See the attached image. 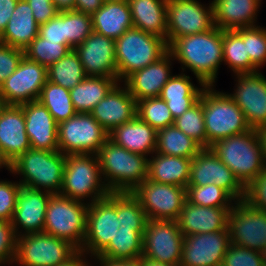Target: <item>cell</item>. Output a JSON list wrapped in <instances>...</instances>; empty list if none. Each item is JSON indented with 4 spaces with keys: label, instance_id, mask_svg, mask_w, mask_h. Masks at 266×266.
<instances>
[{
    "label": "cell",
    "instance_id": "1",
    "mask_svg": "<svg viewBox=\"0 0 266 266\" xmlns=\"http://www.w3.org/2000/svg\"><path fill=\"white\" fill-rule=\"evenodd\" d=\"M168 51L180 63L181 72L189 69L199 85L215 86L223 63V30L214 26L200 34L178 37Z\"/></svg>",
    "mask_w": 266,
    "mask_h": 266
},
{
    "label": "cell",
    "instance_id": "2",
    "mask_svg": "<svg viewBox=\"0 0 266 266\" xmlns=\"http://www.w3.org/2000/svg\"><path fill=\"white\" fill-rule=\"evenodd\" d=\"M147 221L146 212L132 192H115L114 239L98 255L140 258Z\"/></svg>",
    "mask_w": 266,
    "mask_h": 266
},
{
    "label": "cell",
    "instance_id": "3",
    "mask_svg": "<svg viewBox=\"0 0 266 266\" xmlns=\"http://www.w3.org/2000/svg\"><path fill=\"white\" fill-rule=\"evenodd\" d=\"M103 181L110 192H133L148 178V157L107 140L97 154Z\"/></svg>",
    "mask_w": 266,
    "mask_h": 266
},
{
    "label": "cell",
    "instance_id": "4",
    "mask_svg": "<svg viewBox=\"0 0 266 266\" xmlns=\"http://www.w3.org/2000/svg\"><path fill=\"white\" fill-rule=\"evenodd\" d=\"M66 155L58 151L30 148L13 163L9 173L20 177L21 186L60 194Z\"/></svg>",
    "mask_w": 266,
    "mask_h": 266
},
{
    "label": "cell",
    "instance_id": "5",
    "mask_svg": "<svg viewBox=\"0 0 266 266\" xmlns=\"http://www.w3.org/2000/svg\"><path fill=\"white\" fill-rule=\"evenodd\" d=\"M210 149L245 187L265 170L256 129L221 139Z\"/></svg>",
    "mask_w": 266,
    "mask_h": 266
},
{
    "label": "cell",
    "instance_id": "6",
    "mask_svg": "<svg viewBox=\"0 0 266 266\" xmlns=\"http://www.w3.org/2000/svg\"><path fill=\"white\" fill-rule=\"evenodd\" d=\"M215 86H205L199 101L203 104L204 123L208 148L221 139L251 130L243 111Z\"/></svg>",
    "mask_w": 266,
    "mask_h": 266
},
{
    "label": "cell",
    "instance_id": "7",
    "mask_svg": "<svg viewBox=\"0 0 266 266\" xmlns=\"http://www.w3.org/2000/svg\"><path fill=\"white\" fill-rule=\"evenodd\" d=\"M109 193L96 154L66 155L60 195L90 204Z\"/></svg>",
    "mask_w": 266,
    "mask_h": 266
},
{
    "label": "cell",
    "instance_id": "8",
    "mask_svg": "<svg viewBox=\"0 0 266 266\" xmlns=\"http://www.w3.org/2000/svg\"><path fill=\"white\" fill-rule=\"evenodd\" d=\"M168 52L167 42L138 28H130L115 40L118 81L157 62Z\"/></svg>",
    "mask_w": 266,
    "mask_h": 266
},
{
    "label": "cell",
    "instance_id": "9",
    "mask_svg": "<svg viewBox=\"0 0 266 266\" xmlns=\"http://www.w3.org/2000/svg\"><path fill=\"white\" fill-rule=\"evenodd\" d=\"M88 203L52 194L49 198L43 232L67 240L78 250L86 234Z\"/></svg>",
    "mask_w": 266,
    "mask_h": 266
},
{
    "label": "cell",
    "instance_id": "10",
    "mask_svg": "<svg viewBox=\"0 0 266 266\" xmlns=\"http://www.w3.org/2000/svg\"><path fill=\"white\" fill-rule=\"evenodd\" d=\"M58 147L64 155L98 154L109 133L90 113H75L58 124Z\"/></svg>",
    "mask_w": 266,
    "mask_h": 266
},
{
    "label": "cell",
    "instance_id": "11",
    "mask_svg": "<svg viewBox=\"0 0 266 266\" xmlns=\"http://www.w3.org/2000/svg\"><path fill=\"white\" fill-rule=\"evenodd\" d=\"M78 249L55 236L31 233L17 237L14 264L20 266H58L72 257Z\"/></svg>",
    "mask_w": 266,
    "mask_h": 266
},
{
    "label": "cell",
    "instance_id": "12",
    "mask_svg": "<svg viewBox=\"0 0 266 266\" xmlns=\"http://www.w3.org/2000/svg\"><path fill=\"white\" fill-rule=\"evenodd\" d=\"M208 4L199 0H167L168 46L178 37L200 34L215 26L212 2Z\"/></svg>",
    "mask_w": 266,
    "mask_h": 266
},
{
    "label": "cell",
    "instance_id": "13",
    "mask_svg": "<svg viewBox=\"0 0 266 266\" xmlns=\"http://www.w3.org/2000/svg\"><path fill=\"white\" fill-rule=\"evenodd\" d=\"M184 236L177 221L148 219L143 234L142 258L179 266Z\"/></svg>",
    "mask_w": 266,
    "mask_h": 266
},
{
    "label": "cell",
    "instance_id": "14",
    "mask_svg": "<svg viewBox=\"0 0 266 266\" xmlns=\"http://www.w3.org/2000/svg\"><path fill=\"white\" fill-rule=\"evenodd\" d=\"M148 219L174 220L179 218L186 198V188L157 183L146 178L133 192Z\"/></svg>",
    "mask_w": 266,
    "mask_h": 266
},
{
    "label": "cell",
    "instance_id": "15",
    "mask_svg": "<svg viewBox=\"0 0 266 266\" xmlns=\"http://www.w3.org/2000/svg\"><path fill=\"white\" fill-rule=\"evenodd\" d=\"M228 229L232 244L261 252L266 246V211L246 200L236 201L228 215Z\"/></svg>",
    "mask_w": 266,
    "mask_h": 266
},
{
    "label": "cell",
    "instance_id": "16",
    "mask_svg": "<svg viewBox=\"0 0 266 266\" xmlns=\"http://www.w3.org/2000/svg\"><path fill=\"white\" fill-rule=\"evenodd\" d=\"M47 80V68L23 56L17 69L0 86V97L6 105L36 101Z\"/></svg>",
    "mask_w": 266,
    "mask_h": 266
},
{
    "label": "cell",
    "instance_id": "17",
    "mask_svg": "<svg viewBox=\"0 0 266 266\" xmlns=\"http://www.w3.org/2000/svg\"><path fill=\"white\" fill-rule=\"evenodd\" d=\"M212 183L227 191L236 201L245 199L246 187L210 148H202L192 158L187 186Z\"/></svg>",
    "mask_w": 266,
    "mask_h": 266
},
{
    "label": "cell",
    "instance_id": "18",
    "mask_svg": "<svg viewBox=\"0 0 266 266\" xmlns=\"http://www.w3.org/2000/svg\"><path fill=\"white\" fill-rule=\"evenodd\" d=\"M233 76L235 88L227 94L243 111L251 129L266 126V77L261 71Z\"/></svg>",
    "mask_w": 266,
    "mask_h": 266
},
{
    "label": "cell",
    "instance_id": "19",
    "mask_svg": "<svg viewBox=\"0 0 266 266\" xmlns=\"http://www.w3.org/2000/svg\"><path fill=\"white\" fill-rule=\"evenodd\" d=\"M115 192L88 206L86 234L80 249L92 257L97 256L114 239Z\"/></svg>",
    "mask_w": 266,
    "mask_h": 266
},
{
    "label": "cell",
    "instance_id": "20",
    "mask_svg": "<svg viewBox=\"0 0 266 266\" xmlns=\"http://www.w3.org/2000/svg\"><path fill=\"white\" fill-rule=\"evenodd\" d=\"M230 243L229 229L184 236L179 266H221Z\"/></svg>",
    "mask_w": 266,
    "mask_h": 266
},
{
    "label": "cell",
    "instance_id": "21",
    "mask_svg": "<svg viewBox=\"0 0 266 266\" xmlns=\"http://www.w3.org/2000/svg\"><path fill=\"white\" fill-rule=\"evenodd\" d=\"M74 50L87 76L113 77L118 80L113 39L93 31Z\"/></svg>",
    "mask_w": 266,
    "mask_h": 266
},
{
    "label": "cell",
    "instance_id": "22",
    "mask_svg": "<svg viewBox=\"0 0 266 266\" xmlns=\"http://www.w3.org/2000/svg\"><path fill=\"white\" fill-rule=\"evenodd\" d=\"M51 195L52 193L43 190L21 186L11 221L17 237L43 232L46 208Z\"/></svg>",
    "mask_w": 266,
    "mask_h": 266
},
{
    "label": "cell",
    "instance_id": "23",
    "mask_svg": "<svg viewBox=\"0 0 266 266\" xmlns=\"http://www.w3.org/2000/svg\"><path fill=\"white\" fill-rule=\"evenodd\" d=\"M122 83L118 82L90 112L108 133L137 115V102Z\"/></svg>",
    "mask_w": 266,
    "mask_h": 266
},
{
    "label": "cell",
    "instance_id": "24",
    "mask_svg": "<svg viewBox=\"0 0 266 266\" xmlns=\"http://www.w3.org/2000/svg\"><path fill=\"white\" fill-rule=\"evenodd\" d=\"M31 148L20 105H5L0 113V152L10 165Z\"/></svg>",
    "mask_w": 266,
    "mask_h": 266
},
{
    "label": "cell",
    "instance_id": "25",
    "mask_svg": "<svg viewBox=\"0 0 266 266\" xmlns=\"http://www.w3.org/2000/svg\"><path fill=\"white\" fill-rule=\"evenodd\" d=\"M25 116V128L33 149L58 151V123L38 100L20 105Z\"/></svg>",
    "mask_w": 266,
    "mask_h": 266
},
{
    "label": "cell",
    "instance_id": "26",
    "mask_svg": "<svg viewBox=\"0 0 266 266\" xmlns=\"http://www.w3.org/2000/svg\"><path fill=\"white\" fill-rule=\"evenodd\" d=\"M172 61L174 57L168 51L157 62L134 71L123 81L136 102L160 96L163 86L173 75Z\"/></svg>",
    "mask_w": 266,
    "mask_h": 266
},
{
    "label": "cell",
    "instance_id": "27",
    "mask_svg": "<svg viewBox=\"0 0 266 266\" xmlns=\"http://www.w3.org/2000/svg\"><path fill=\"white\" fill-rule=\"evenodd\" d=\"M231 208L204 207L186 200L177 219L179 229L183 236L226 230Z\"/></svg>",
    "mask_w": 266,
    "mask_h": 266
},
{
    "label": "cell",
    "instance_id": "28",
    "mask_svg": "<svg viewBox=\"0 0 266 266\" xmlns=\"http://www.w3.org/2000/svg\"><path fill=\"white\" fill-rule=\"evenodd\" d=\"M262 0H213V22L222 30L256 26Z\"/></svg>",
    "mask_w": 266,
    "mask_h": 266
},
{
    "label": "cell",
    "instance_id": "29",
    "mask_svg": "<svg viewBox=\"0 0 266 266\" xmlns=\"http://www.w3.org/2000/svg\"><path fill=\"white\" fill-rule=\"evenodd\" d=\"M108 139L130 152L149 158L156 149L157 131L136 115L130 122L114 128Z\"/></svg>",
    "mask_w": 266,
    "mask_h": 266
},
{
    "label": "cell",
    "instance_id": "30",
    "mask_svg": "<svg viewBox=\"0 0 266 266\" xmlns=\"http://www.w3.org/2000/svg\"><path fill=\"white\" fill-rule=\"evenodd\" d=\"M191 80L189 75L180 72V74L172 75L162 88L159 97L166 102L174 119L180 117L199 101L206 86L200 84V87H197Z\"/></svg>",
    "mask_w": 266,
    "mask_h": 266
},
{
    "label": "cell",
    "instance_id": "31",
    "mask_svg": "<svg viewBox=\"0 0 266 266\" xmlns=\"http://www.w3.org/2000/svg\"><path fill=\"white\" fill-rule=\"evenodd\" d=\"M39 25L26 0H18L6 29L0 35V43L25 50L38 36Z\"/></svg>",
    "mask_w": 266,
    "mask_h": 266
},
{
    "label": "cell",
    "instance_id": "32",
    "mask_svg": "<svg viewBox=\"0 0 266 266\" xmlns=\"http://www.w3.org/2000/svg\"><path fill=\"white\" fill-rule=\"evenodd\" d=\"M134 28L167 42V0H127Z\"/></svg>",
    "mask_w": 266,
    "mask_h": 266
},
{
    "label": "cell",
    "instance_id": "33",
    "mask_svg": "<svg viewBox=\"0 0 266 266\" xmlns=\"http://www.w3.org/2000/svg\"><path fill=\"white\" fill-rule=\"evenodd\" d=\"M91 17L93 31L114 41L134 27L127 1L104 2Z\"/></svg>",
    "mask_w": 266,
    "mask_h": 266
},
{
    "label": "cell",
    "instance_id": "34",
    "mask_svg": "<svg viewBox=\"0 0 266 266\" xmlns=\"http://www.w3.org/2000/svg\"><path fill=\"white\" fill-rule=\"evenodd\" d=\"M192 158L168 156L154 152L148 158V179L187 188Z\"/></svg>",
    "mask_w": 266,
    "mask_h": 266
},
{
    "label": "cell",
    "instance_id": "35",
    "mask_svg": "<svg viewBox=\"0 0 266 266\" xmlns=\"http://www.w3.org/2000/svg\"><path fill=\"white\" fill-rule=\"evenodd\" d=\"M118 82L113 77L87 76L69 90L76 113H90Z\"/></svg>",
    "mask_w": 266,
    "mask_h": 266
},
{
    "label": "cell",
    "instance_id": "36",
    "mask_svg": "<svg viewBox=\"0 0 266 266\" xmlns=\"http://www.w3.org/2000/svg\"><path fill=\"white\" fill-rule=\"evenodd\" d=\"M202 147L174 124L157 131L155 152L168 156L193 158Z\"/></svg>",
    "mask_w": 266,
    "mask_h": 266
},
{
    "label": "cell",
    "instance_id": "37",
    "mask_svg": "<svg viewBox=\"0 0 266 266\" xmlns=\"http://www.w3.org/2000/svg\"><path fill=\"white\" fill-rule=\"evenodd\" d=\"M223 63L228 65L234 75L260 71L251 62L246 43L236 30H223Z\"/></svg>",
    "mask_w": 266,
    "mask_h": 266
},
{
    "label": "cell",
    "instance_id": "38",
    "mask_svg": "<svg viewBox=\"0 0 266 266\" xmlns=\"http://www.w3.org/2000/svg\"><path fill=\"white\" fill-rule=\"evenodd\" d=\"M48 81L71 90L87 77L78 54L71 50L47 68Z\"/></svg>",
    "mask_w": 266,
    "mask_h": 266
},
{
    "label": "cell",
    "instance_id": "39",
    "mask_svg": "<svg viewBox=\"0 0 266 266\" xmlns=\"http://www.w3.org/2000/svg\"><path fill=\"white\" fill-rule=\"evenodd\" d=\"M38 101L47 108L58 124L76 113L69 90L48 80L41 90Z\"/></svg>",
    "mask_w": 266,
    "mask_h": 266
},
{
    "label": "cell",
    "instance_id": "40",
    "mask_svg": "<svg viewBox=\"0 0 266 266\" xmlns=\"http://www.w3.org/2000/svg\"><path fill=\"white\" fill-rule=\"evenodd\" d=\"M71 50L73 49L68 44H60V41H47L38 35L24 50V56L49 68Z\"/></svg>",
    "mask_w": 266,
    "mask_h": 266
},
{
    "label": "cell",
    "instance_id": "41",
    "mask_svg": "<svg viewBox=\"0 0 266 266\" xmlns=\"http://www.w3.org/2000/svg\"><path fill=\"white\" fill-rule=\"evenodd\" d=\"M186 198L191 204L204 207H233L236 202L227 191L214 183L204 186H187Z\"/></svg>",
    "mask_w": 266,
    "mask_h": 266
},
{
    "label": "cell",
    "instance_id": "42",
    "mask_svg": "<svg viewBox=\"0 0 266 266\" xmlns=\"http://www.w3.org/2000/svg\"><path fill=\"white\" fill-rule=\"evenodd\" d=\"M136 114L156 131L174 124L171 111L160 97L145 98L138 101Z\"/></svg>",
    "mask_w": 266,
    "mask_h": 266
},
{
    "label": "cell",
    "instance_id": "43",
    "mask_svg": "<svg viewBox=\"0 0 266 266\" xmlns=\"http://www.w3.org/2000/svg\"><path fill=\"white\" fill-rule=\"evenodd\" d=\"M174 125L202 148H208L204 123L203 104L198 101L180 117L174 119Z\"/></svg>",
    "mask_w": 266,
    "mask_h": 266
},
{
    "label": "cell",
    "instance_id": "44",
    "mask_svg": "<svg viewBox=\"0 0 266 266\" xmlns=\"http://www.w3.org/2000/svg\"><path fill=\"white\" fill-rule=\"evenodd\" d=\"M93 32L91 15L75 10L65 11L66 43L74 49Z\"/></svg>",
    "mask_w": 266,
    "mask_h": 266
},
{
    "label": "cell",
    "instance_id": "45",
    "mask_svg": "<svg viewBox=\"0 0 266 266\" xmlns=\"http://www.w3.org/2000/svg\"><path fill=\"white\" fill-rule=\"evenodd\" d=\"M236 31L246 43L251 62L260 70L266 64V28L260 25L238 28Z\"/></svg>",
    "mask_w": 266,
    "mask_h": 266
},
{
    "label": "cell",
    "instance_id": "46",
    "mask_svg": "<svg viewBox=\"0 0 266 266\" xmlns=\"http://www.w3.org/2000/svg\"><path fill=\"white\" fill-rule=\"evenodd\" d=\"M221 266H264L260 251L230 243Z\"/></svg>",
    "mask_w": 266,
    "mask_h": 266
},
{
    "label": "cell",
    "instance_id": "47",
    "mask_svg": "<svg viewBox=\"0 0 266 266\" xmlns=\"http://www.w3.org/2000/svg\"><path fill=\"white\" fill-rule=\"evenodd\" d=\"M17 252V235L11 221H0V266L13 265Z\"/></svg>",
    "mask_w": 266,
    "mask_h": 266
},
{
    "label": "cell",
    "instance_id": "48",
    "mask_svg": "<svg viewBox=\"0 0 266 266\" xmlns=\"http://www.w3.org/2000/svg\"><path fill=\"white\" fill-rule=\"evenodd\" d=\"M20 183L0 179V221H12Z\"/></svg>",
    "mask_w": 266,
    "mask_h": 266
},
{
    "label": "cell",
    "instance_id": "49",
    "mask_svg": "<svg viewBox=\"0 0 266 266\" xmlns=\"http://www.w3.org/2000/svg\"><path fill=\"white\" fill-rule=\"evenodd\" d=\"M24 51L0 43V86L17 69Z\"/></svg>",
    "mask_w": 266,
    "mask_h": 266
},
{
    "label": "cell",
    "instance_id": "50",
    "mask_svg": "<svg viewBox=\"0 0 266 266\" xmlns=\"http://www.w3.org/2000/svg\"><path fill=\"white\" fill-rule=\"evenodd\" d=\"M38 35L47 41H60L67 44L65 37V11H60L55 17L39 25Z\"/></svg>",
    "mask_w": 266,
    "mask_h": 266
},
{
    "label": "cell",
    "instance_id": "51",
    "mask_svg": "<svg viewBox=\"0 0 266 266\" xmlns=\"http://www.w3.org/2000/svg\"><path fill=\"white\" fill-rule=\"evenodd\" d=\"M244 200L252 207L266 211V167L264 172L246 187Z\"/></svg>",
    "mask_w": 266,
    "mask_h": 266
},
{
    "label": "cell",
    "instance_id": "52",
    "mask_svg": "<svg viewBox=\"0 0 266 266\" xmlns=\"http://www.w3.org/2000/svg\"><path fill=\"white\" fill-rule=\"evenodd\" d=\"M32 9L33 16L38 25L44 24L60 11L52 0H26Z\"/></svg>",
    "mask_w": 266,
    "mask_h": 266
},
{
    "label": "cell",
    "instance_id": "53",
    "mask_svg": "<svg viewBox=\"0 0 266 266\" xmlns=\"http://www.w3.org/2000/svg\"><path fill=\"white\" fill-rule=\"evenodd\" d=\"M94 262L99 264L98 266H143L142 257L137 259H125L114 258L107 255H97L94 258Z\"/></svg>",
    "mask_w": 266,
    "mask_h": 266
},
{
    "label": "cell",
    "instance_id": "54",
    "mask_svg": "<svg viewBox=\"0 0 266 266\" xmlns=\"http://www.w3.org/2000/svg\"><path fill=\"white\" fill-rule=\"evenodd\" d=\"M18 0H0V35L6 29Z\"/></svg>",
    "mask_w": 266,
    "mask_h": 266
},
{
    "label": "cell",
    "instance_id": "55",
    "mask_svg": "<svg viewBox=\"0 0 266 266\" xmlns=\"http://www.w3.org/2000/svg\"><path fill=\"white\" fill-rule=\"evenodd\" d=\"M103 3V0H75L74 10L92 16Z\"/></svg>",
    "mask_w": 266,
    "mask_h": 266
},
{
    "label": "cell",
    "instance_id": "56",
    "mask_svg": "<svg viewBox=\"0 0 266 266\" xmlns=\"http://www.w3.org/2000/svg\"><path fill=\"white\" fill-rule=\"evenodd\" d=\"M88 257L90 259L92 258L91 256L84 253L83 251L78 250L72 257H70L64 263L59 264L58 266H93L90 264L91 260L87 259Z\"/></svg>",
    "mask_w": 266,
    "mask_h": 266
},
{
    "label": "cell",
    "instance_id": "57",
    "mask_svg": "<svg viewBox=\"0 0 266 266\" xmlns=\"http://www.w3.org/2000/svg\"><path fill=\"white\" fill-rule=\"evenodd\" d=\"M258 140L260 142V147L263 155V160L266 165V126L256 129Z\"/></svg>",
    "mask_w": 266,
    "mask_h": 266
},
{
    "label": "cell",
    "instance_id": "58",
    "mask_svg": "<svg viewBox=\"0 0 266 266\" xmlns=\"http://www.w3.org/2000/svg\"><path fill=\"white\" fill-rule=\"evenodd\" d=\"M59 11L74 10L75 0H52Z\"/></svg>",
    "mask_w": 266,
    "mask_h": 266
},
{
    "label": "cell",
    "instance_id": "59",
    "mask_svg": "<svg viewBox=\"0 0 266 266\" xmlns=\"http://www.w3.org/2000/svg\"><path fill=\"white\" fill-rule=\"evenodd\" d=\"M142 264L143 266H173L166 263L156 262L148 258H142Z\"/></svg>",
    "mask_w": 266,
    "mask_h": 266
},
{
    "label": "cell",
    "instance_id": "60",
    "mask_svg": "<svg viewBox=\"0 0 266 266\" xmlns=\"http://www.w3.org/2000/svg\"><path fill=\"white\" fill-rule=\"evenodd\" d=\"M10 171V165L6 162V160L3 158L1 152H0V169L4 168Z\"/></svg>",
    "mask_w": 266,
    "mask_h": 266
},
{
    "label": "cell",
    "instance_id": "61",
    "mask_svg": "<svg viewBox=\"0 0 266 266\" xmlns=\"http://www.w3.org/2000/svg\"><path fill=\"white\" fill-rule=\"evenodd\" d=\"M261 254H262L263 265L266 266V246L262 249Z\"/></svg>",
    "mask_w": 266,
    "mask_h": 266
},
{
    "label": "cell",
    "instance_id": "62",
    "mask_svg": "<svg viewBox=\"0 0 266 266\" xmlns=\"http://www.w3.org/2000/svg\"><path fill=\"white\" fill-rule=\"evenodd\" d=\"M6 104L4 103V101L1 99V97H0V113H1V111H2V109L4 108V106H5Z\"/></svg>",
    "mask_w": 266,
    "mask_h": 266
},
{
    "label": "cell",
    "instance_id": "63",
    "mask_svg": "<svg viewBox=\"0 0 266 266\" xmlns=\"http://www.w3.org/2000/svg\"><path fill=\"white\" fill-rule=\"evenodd\" d=\"M104 2H110V1H127V0H103Z\"/></svg>",
    "mask_w": 266,
    "mask_h": 266
}]
</instances>
